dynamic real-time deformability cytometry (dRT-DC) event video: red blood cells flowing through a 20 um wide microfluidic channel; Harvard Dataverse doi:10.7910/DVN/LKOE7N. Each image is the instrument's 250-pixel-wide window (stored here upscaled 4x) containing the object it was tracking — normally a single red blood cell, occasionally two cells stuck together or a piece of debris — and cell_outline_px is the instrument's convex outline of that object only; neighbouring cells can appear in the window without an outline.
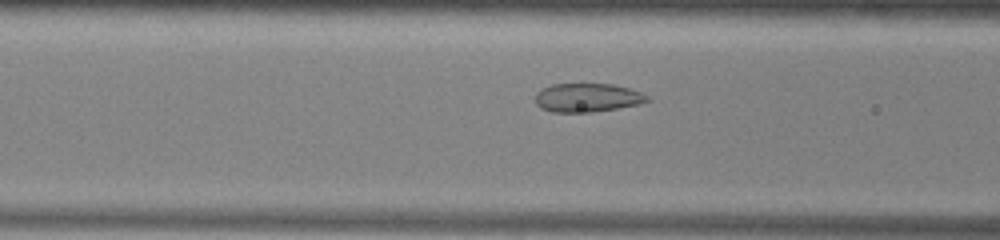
{"species": "common noctule bat (a hibernating species)", "species_latin": "Nyctalus noctula", "temperature_condition": "warm", "stored_images_in_passage": 40, "camera_frame_rate_fps": 3000, "um_per_image_px": 0.085, "animal": {"sex": "male", "body_mass_g": 13.0, "forearm_length_mm": 53.1}, "frame": {"image": 1, "passage_image": 18, "time_ms": 5.667, "image_size_px": [1000, 240], "cell_outline_px": [[652, 100], [640, 104], [592, 112], [552, 112], [540, 108], [536, 104], [536, 92], [552, 84], [612, 84], [628, 88], [640, 92], [648, 96]], "centroid_in_image_um": [49.93, 8.3], "position_along_channel_um": 116.7, "area_um2": 18.67}}
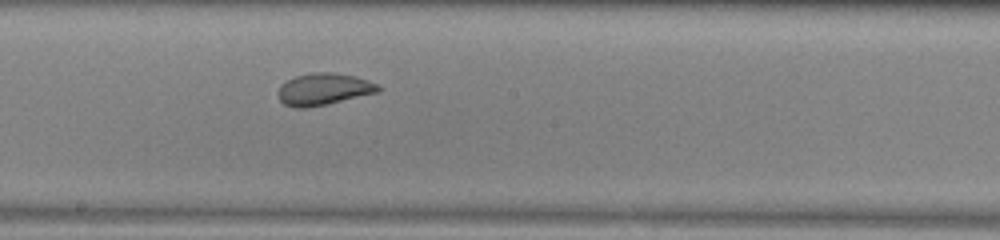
{"frame": {"image": 2, "passage_image": 26, "time_ms": 8.333, "image_size_px": [1000, 240], "cell_outline_px": [[380, 88], [376, 92], [328, 104], [308, 108], [296, 108], [284, 104], [280, 100], [276, 92], [280, 84], [296, 76], [312, 72], [332, 72], [356, 76], [368, 80], [376, 84]], "centroid_in_image_um": [27.45, 7.58], "position_along_channel_um": 220.8, "area_um2": 18.61}}
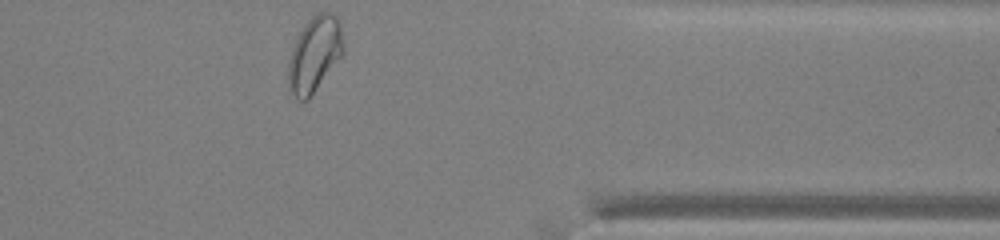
{"frame": {"image": 3, "passage_image": 40, "time_ms": 13.0, "image_size_px": [1000, 240], "cell_outline_px": [[344, 52], [308, 100], [300, 100], [288, 88], [288, 60], [296, 36], [304, 24], [316, 12], [332, 12], [336, 16], [340, 24], [344, 44]], "centroid_in_image_um": [26.73, 4.57], "position_along_channel_um": 384.7, "area_um2": 24.28}, "authors_computed_cell_mechanics": {"area_um2": 19.8832, "velocity_mm_per_s": 3.9051, "shape_relaxation_time_tau1_ms": null, "shape_relaxation_time_tau2_ms": 0.7688, "deformation_change_tau1": null, "deformation_change_tau2": 0.0494}}